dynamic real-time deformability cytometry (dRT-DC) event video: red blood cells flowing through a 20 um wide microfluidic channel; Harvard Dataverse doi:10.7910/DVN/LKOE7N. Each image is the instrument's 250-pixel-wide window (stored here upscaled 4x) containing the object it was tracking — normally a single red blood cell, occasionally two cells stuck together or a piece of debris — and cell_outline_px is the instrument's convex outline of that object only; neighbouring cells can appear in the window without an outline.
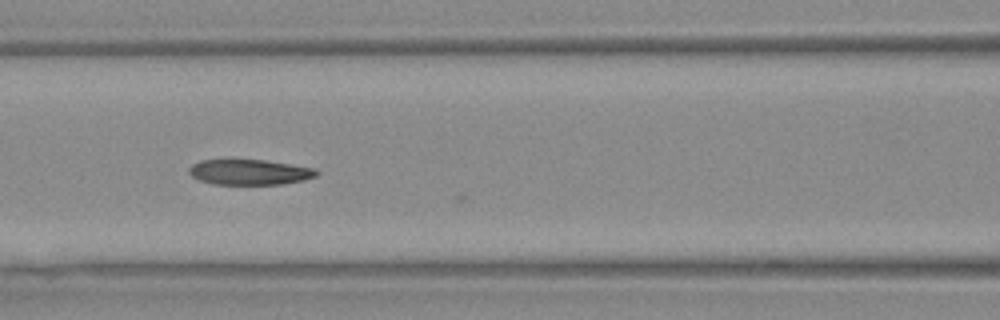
{"species": "Egyptian fruit bat (a non-hibernating species)", "species_latin": "Rousettus aegyptiacus", "temperature_condition": "warm", "stored_images_in_passage": 11, "camera_frame_rate_fps": 3000, "um_per_image_px": 0.085, "animal": {"sex": "female"}, "frame": {"image": 1, "passage_image": 8, "time_ms": 2.333, "image_size_px": [1000, 320], "cell_outline_px": [[320, 172], [316, 176], [304, 180], [284, 184], [216, 184], [200, 180], [192, 176], [188, 172], [188, 168], [192, 164], [200, 160], [264, 160], [316, 168]], "centroid_in_image_um": [21.24, 14.63], "position_along_channel_um": 145.4, "area_um2": 18.84}}